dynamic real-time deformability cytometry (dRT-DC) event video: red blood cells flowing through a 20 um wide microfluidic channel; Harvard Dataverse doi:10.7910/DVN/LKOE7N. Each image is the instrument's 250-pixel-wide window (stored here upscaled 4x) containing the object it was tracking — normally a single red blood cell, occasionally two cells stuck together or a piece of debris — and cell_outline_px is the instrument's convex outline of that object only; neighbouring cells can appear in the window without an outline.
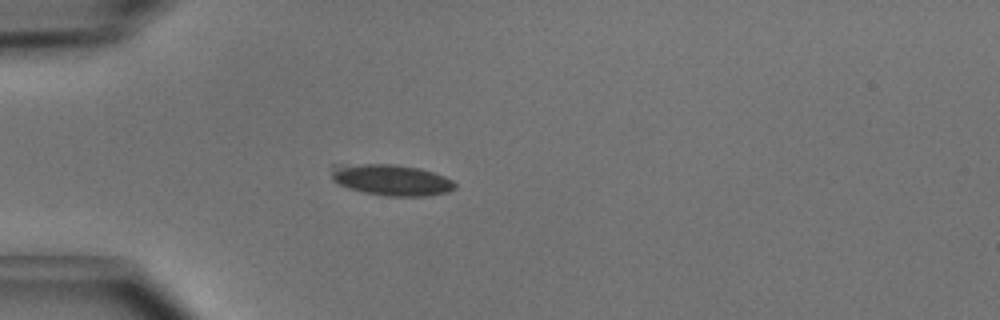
{"species": "common noctule bat (a hibernating species)", "species_latin": "Nyctalus noctula", "temperature_condition": "cold", "stored_images_in_passage": 3, "camera_frame_rate_fps": 3000, "um_per_image_px": 0.085, "animal": {"sex": "male", "body_mass_g": 15.6}, "frame": {"image": 1, "passage_image": 3, "time_ms": 0.667, "image_size_px": [1000, 320], "cell_outline_px": [[456, 188], [448, 192], [428, 196], [388, 196], [364, 192], [348, 188], [332, 180], [332, 164], [392, 164], [420, 168], [444, 176], [452, 180], [456, 184]], "centroid_in_image_um": [33.26, 15.29], "position_along_channel_um": 51.7, "area_um2": 22.48}}